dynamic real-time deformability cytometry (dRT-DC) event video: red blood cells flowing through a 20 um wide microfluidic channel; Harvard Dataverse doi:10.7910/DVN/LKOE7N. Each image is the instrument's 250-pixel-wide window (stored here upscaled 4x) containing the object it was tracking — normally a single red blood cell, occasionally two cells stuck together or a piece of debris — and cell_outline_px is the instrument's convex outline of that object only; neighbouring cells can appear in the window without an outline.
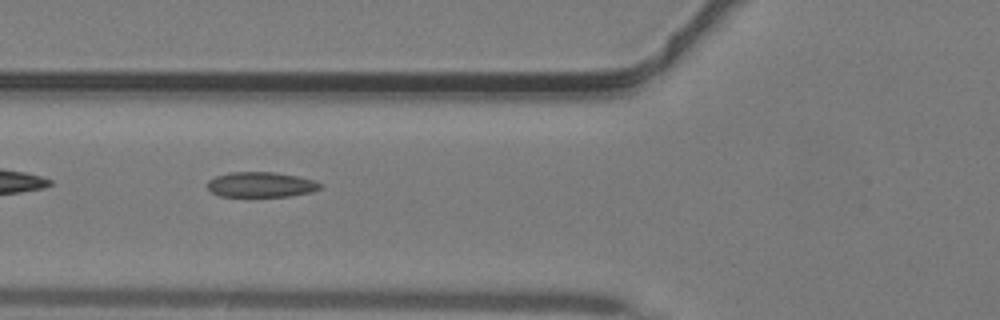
{"species": "common noctule bat (a hibernating species)", "species_latin": "Nyctalus noctula", "temperature_condition": "warm", "stored_images_in_passage": 44, "camera_frame_rate_fps": 3000, "um_per_image_px": 0.085, "animal": {"sex": "male", "body_mass_g": 19.2, "forearm_length_mm": 51.8}, "frame": {"image": 1, "passage_image": 17, "time_ms": 5.333, "image_size_px": [1000, 320], "cell_outline_px": [[324, 184], [320, 188], [312, 192], [292, 196], [220, 196], [212, 192], [208, 188], [208, 180], [216, 176], [228, 172], [276, 172], [296, 176], [312, 180]], "centroid_in_image_um": [22.19, 15.69], "position_along_channel_um": 103.6, "area_um2": 16.53}}
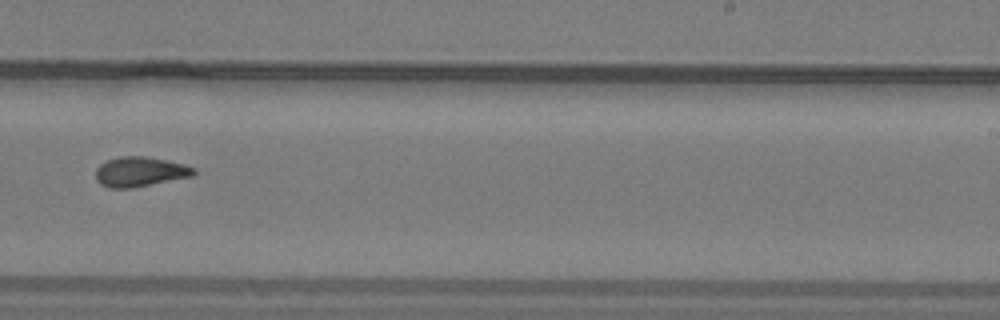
{"frame": {"image": 2, "passage_image": 28, "time_ms": 9.0, "image_size_px": [1000, 320], "cell_outline_px": [[196, 172], [192, 176], [132, 188], [112, 188], [100, 184], [96, 180], [96, 168], [100, 164], [108, 160], [120, 156], [144, 156], [184, 164], [196, 168]], "centroid_in_image_um": [11.89, 14.6], "position_along_channel_um": 277.1, "area_um2": 16.94}}
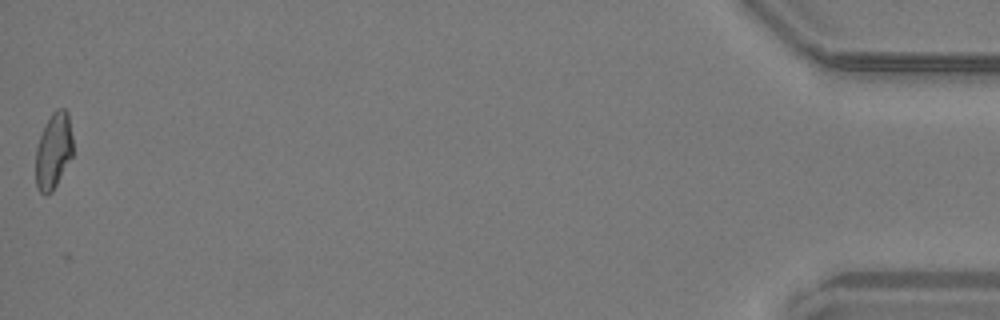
{"frame": {"image": 3, "passage_image": 44, "time_ms": 14.333, "image_size_px": [1000, 320], "cell_outline_px": [[72, 156], [52, 192], [40, 192], [36, 184], [36, 148], [40, 136], [52, 112], [56, 108], [64, 108], [68, 112], [72, 136]], "centroid_in_image_um": [4.55, 12.78], "position_along_channel_um": 430.6, "area_um2": 16.18}}